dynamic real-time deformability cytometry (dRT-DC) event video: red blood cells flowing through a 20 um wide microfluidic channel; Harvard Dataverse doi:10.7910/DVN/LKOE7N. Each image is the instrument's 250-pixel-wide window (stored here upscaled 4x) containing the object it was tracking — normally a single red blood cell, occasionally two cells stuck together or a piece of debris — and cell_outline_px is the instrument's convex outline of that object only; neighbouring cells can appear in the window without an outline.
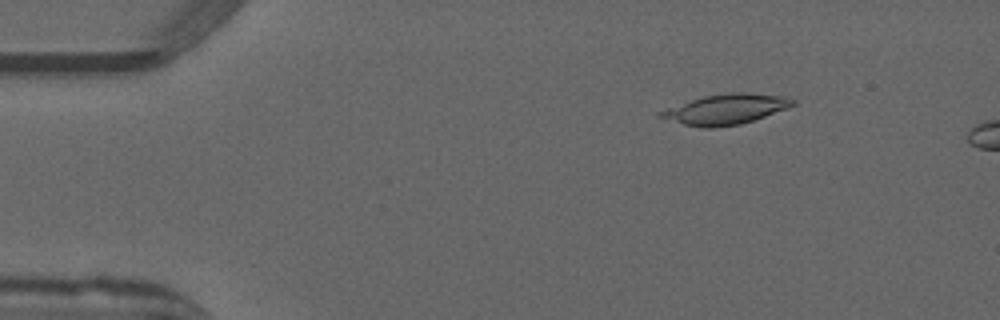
{"species": "common noctule bat (a hibernating species)", "species_latin": "Nyctalus noctula", "temperature_condition": "warm", "stored_images_in_passage": 11, "camera_frame_rate_fps": 3000, "um_per_image_px": 0.085, "animal": {"sex": "male", "forearm_length_mm": 52.5}, "frame": {"image": 1, "passage_image": 7, "time_ms": 2.0, "image_size_px": [1000, 320], "cell_outline_px": [[796, 104], [788, 108], [740, 124], [716, 128], [704, 128], [684, 124], [656, 116], [656, 112], [704, 96], [728, 92], [744, 92], [784, 96], [796, 100]], "centroid_in_image_um": [61.7, 9.28], "position_along_channel_um": 23.3, "area_um2": 23.12}}